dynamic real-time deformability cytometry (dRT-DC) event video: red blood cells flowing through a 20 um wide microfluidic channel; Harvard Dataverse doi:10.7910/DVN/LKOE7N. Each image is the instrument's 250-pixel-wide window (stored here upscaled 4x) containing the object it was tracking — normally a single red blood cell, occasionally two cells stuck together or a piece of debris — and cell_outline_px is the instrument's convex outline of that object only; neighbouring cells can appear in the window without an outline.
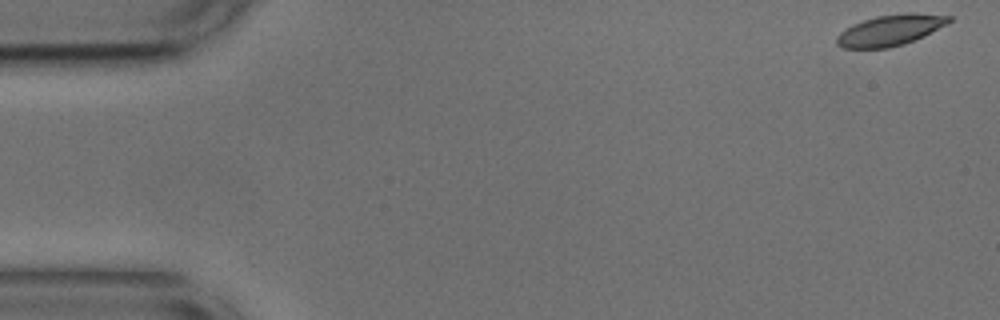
{"species": "common noctule bat (a hibernating species)", "species_latin": "Nyctalus noctula", "temperature_condition": "cold", "stored_images_in_passage": 25, "camera_frame_rate_fps": 3000, "um_per_image_px": 0.085, "animal": {"sex": "male", "body_mass_g": 17.9, "forearm_length_mm": 54.2}, "frame": {"image": 1, "passage_image": 1, "time_ms": 0.0, "image_size_px": [1000, 320], "cell_outline_px": [[952, 20], [924, 36], [904, 44], [888, 48], [840, 48], [836, 44], [836, 36], [844, 28], [852, 24], [876, 16], [904, 12], [916, 12], [952, 16]], "centroid_in_image_um": [75.64, 2.56], "position_along_channel_um": 9.4, "area_um2": 20.4}}
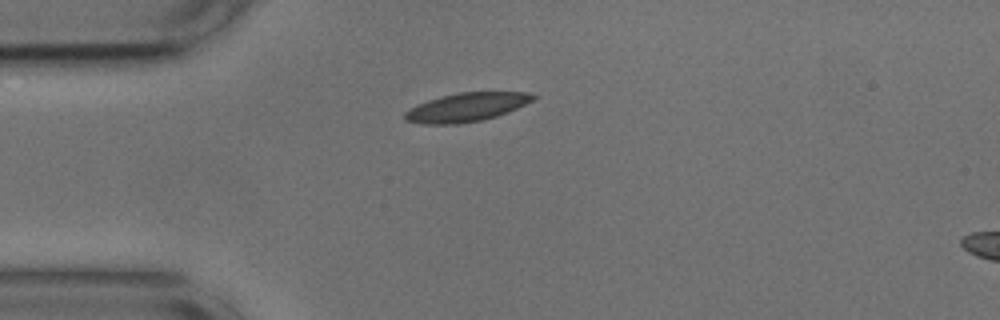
{"frame": {"image": 2, "passage_image": 13, "time_ms": 4.0, "image_size_px": [1000, 320], "cell_outline_px": [[536, 96], [532, 100], [508, 112], [496, 116], [480, 120], [456, 124], [424, 124], [404, 120], [404, 112], [416, 104], [428, 100], [460, 92], [528, 92]], "centroid_in_image_um": [39.61, 9.11], "position_along_channel_um": 45.4, "area_um2": 21.15}}